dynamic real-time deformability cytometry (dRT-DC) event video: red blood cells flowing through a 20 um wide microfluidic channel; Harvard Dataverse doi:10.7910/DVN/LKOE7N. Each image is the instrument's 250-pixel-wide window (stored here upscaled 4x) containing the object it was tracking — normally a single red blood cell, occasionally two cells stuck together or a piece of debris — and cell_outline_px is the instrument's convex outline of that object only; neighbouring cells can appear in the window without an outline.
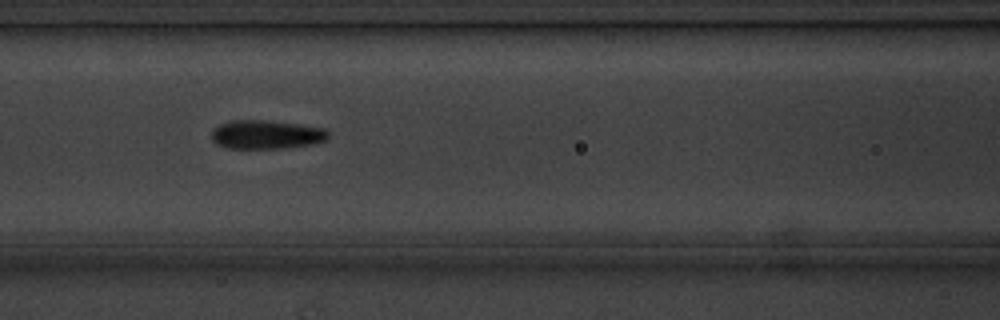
{"species": "common noctule bat (a hibernating species)", "species_latin": "Nyctalus noctula", "temperature_condition": "cold", "stored_images_in_passage": 9, "camera_frame_rate_fps": 3000, "um_per_image_px": 0.085, "animal": {"sex": "male", "body_mass_g": 20.1, "forearm_length_mm": 53.5}, "frame": {"image": 1, "passage_image": 7, "time_ms": 7.0, "image_size_px": [1000, 320], "cell_outline_px": [[328, 140], [312, 144], [284, 148], [228, 148], [216, 144], [212, 140], [212, 128], [220, 124], [232, 120], [264, 120], [300, 124], [324, 128], [328, 132]], "centroid_in_image_um": [22.63, 11.43], "position_along_channel_um": 144.0, "area_um2": 19.65}}